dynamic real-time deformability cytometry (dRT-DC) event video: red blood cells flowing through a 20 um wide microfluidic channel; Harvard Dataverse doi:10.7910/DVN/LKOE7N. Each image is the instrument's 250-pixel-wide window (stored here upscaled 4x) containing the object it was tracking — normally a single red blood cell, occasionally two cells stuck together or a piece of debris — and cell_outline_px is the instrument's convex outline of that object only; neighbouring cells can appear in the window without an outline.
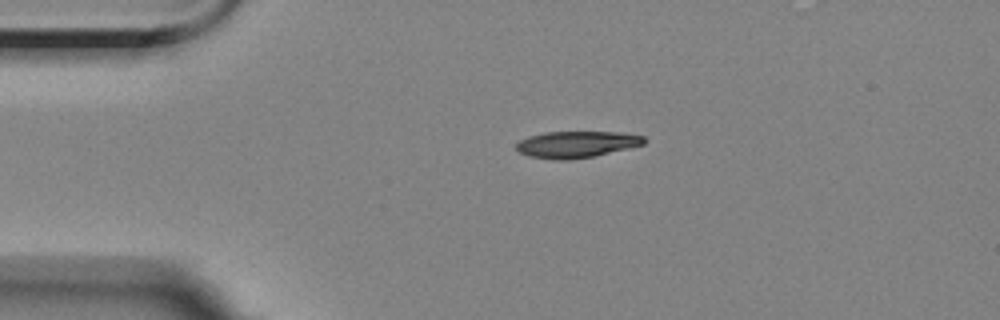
{"species": "Egyptian fruit bat (a non-hibernating species)", "species_latin": "Rousettus aegyptiacus", "temperature_condition": "room temperature", "stored_images_in_passage": 6, "camera_frame_rate_fps": 3000, "um_per_image_px": 0.085, "animal": {"sex": "female"}, "frame": {"image": 1, "passage_image": 6, "time_ms": 6.333, "image_size_px": [1000, 320], "cell_outline_px": [[644, 144], [628, 148], [592, 156], [568, 160], [552, 160], [532, 156], [520, 152], [516, 148], [516, 144], [520, 140], [528, 136], [544, 132], [616, 132], [644, 136]], "centroid_in_image_um": [48.97, 12.26], "position_along_channel_um": 36.0, "area_um2": 19.48}}